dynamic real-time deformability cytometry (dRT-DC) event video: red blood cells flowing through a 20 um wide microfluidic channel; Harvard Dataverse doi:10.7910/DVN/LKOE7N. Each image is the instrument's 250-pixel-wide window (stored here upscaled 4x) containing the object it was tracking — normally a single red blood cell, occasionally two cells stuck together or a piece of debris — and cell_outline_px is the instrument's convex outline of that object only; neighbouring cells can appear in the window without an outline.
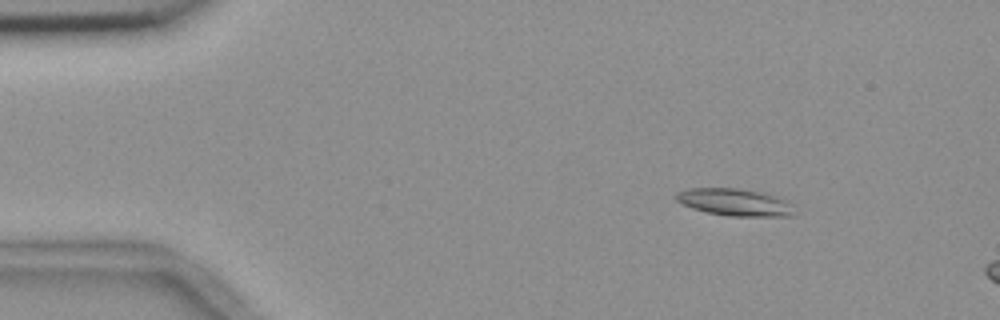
{"species": "common noctule bat (a hibernating species)", "species_latin": "Nyctalus noctula", "temperature_condition": "room temperature", "stored_images_in_passage": 13, "camera_frame_rate_fps": 3000, "um_per_image_px": 0.085, "animal": {"sex": "female", "body_mass_g": 18.4}, "frame": {"image": 1, "passage_image": 8, "time_ms": 2.333, "image_size_px": [1000, 320], "cell_outline_px": [[796, 216], [728, 216], [708, 212], [692, 208], [676, 200], [676, 192], [688, 188], [740, 188], [764, 192], [788, 200], [792, 204]], "centroid_in_image_um": [62.52, 17.18], "position_along_channel_um": 22.5, "area_um2": 18.96}}